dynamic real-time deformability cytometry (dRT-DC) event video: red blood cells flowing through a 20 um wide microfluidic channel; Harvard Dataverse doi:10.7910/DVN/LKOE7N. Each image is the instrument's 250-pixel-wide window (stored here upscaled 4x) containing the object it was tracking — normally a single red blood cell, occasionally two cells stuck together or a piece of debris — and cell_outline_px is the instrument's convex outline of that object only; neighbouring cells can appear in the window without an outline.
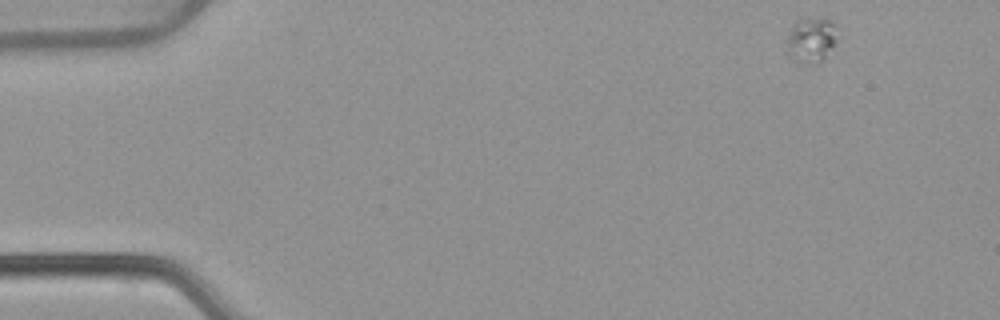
{"species": "common noctule bat (a hibernating species)", "species_latin": "Nyctalus noctula", "temperature_condition": "warm", "stored_images_in_passage": 51, "camera_frame_rate_fps": 3000, "um_per_image_px": 0.085, "animal": {"sex": "female", "body_mass_g": 22.7, "forearm_length_mm": 54.2}, "frame": {"image": 1, "passage_image": 1, "time_ms": 0.0, "image_size_px": [1000, 320], "cell_outline_px": [[836, 40], [824, 56], [816, 64], [804, 64], [796, 60], [788, 52], [788, 36], [792, 24], [796, 20], [828, 20], [832, 24]], "centroid_in_image_um": [68.89, 3.42], "position_along_channel_um": 16.1, "area_um2": 12.31}}
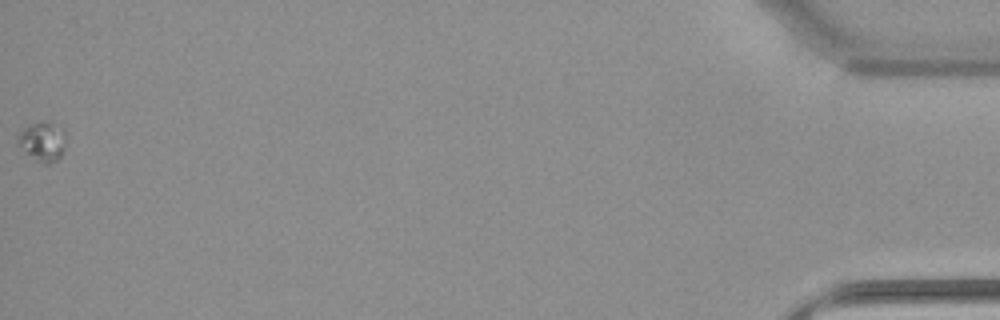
{"frame": {"image": 2, "passage_image": 51, "time_ms": 16.667, "image_size_px": [1000, 320], "cell_outline_px": [[64, 148], [60, 156], [56, 160], [48, 164], [44, 164], [36, 160], [16, 144], [16, 140], [20, 128], [32, 124], [52, 120], [64, 128]], "centroid_in_image_um": [3.6, 11.98], "position_along_channel_um": 431.6, "area_um2": 11.21}}